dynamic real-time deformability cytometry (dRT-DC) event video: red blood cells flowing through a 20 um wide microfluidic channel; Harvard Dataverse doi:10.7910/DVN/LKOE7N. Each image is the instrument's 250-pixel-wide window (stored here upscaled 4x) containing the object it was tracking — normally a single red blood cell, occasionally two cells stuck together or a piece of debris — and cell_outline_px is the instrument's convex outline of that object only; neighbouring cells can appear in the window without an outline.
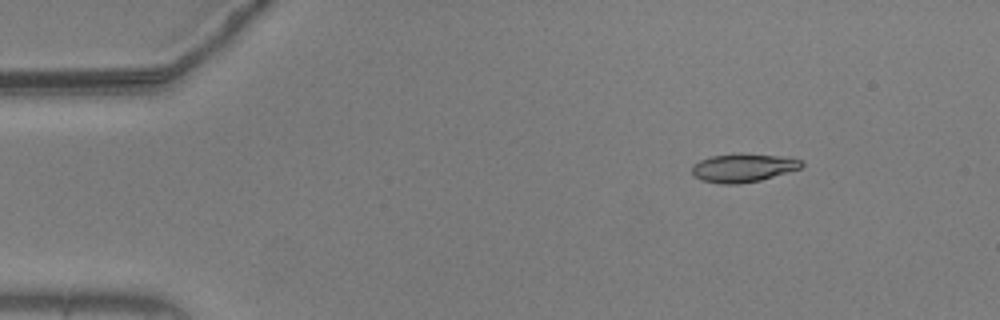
{"species": "common noctule bat (a hibernating species)", "species_latin": "Nyctalus noctula", "temperature_condition": "warm", "stored_images_in_passage": 51, "camera_frame_rate_fps": 3000, "um_per_image_px": 0.085, "animal": {"sex": "male", "body_mass_g": 20.5, "forearm_length_mm": 52.5}, "frame": {"image": 1, "passage_image": 3, "time_ms": 0.667, "image_size_px": [1000, 320], "cell_outline_px": [[804, 164], [800, 168], [760, 180], [736, 184], [720, 184], [700, 180], [692, 176], [692, 164], [700, 160], [712, 156], [740, 152], [780, 156], [800, 160]], "centroid_in_image_um": [63.1, 14.25], "position_along_channel_um": 21.9, "area_um2": 18.26}}
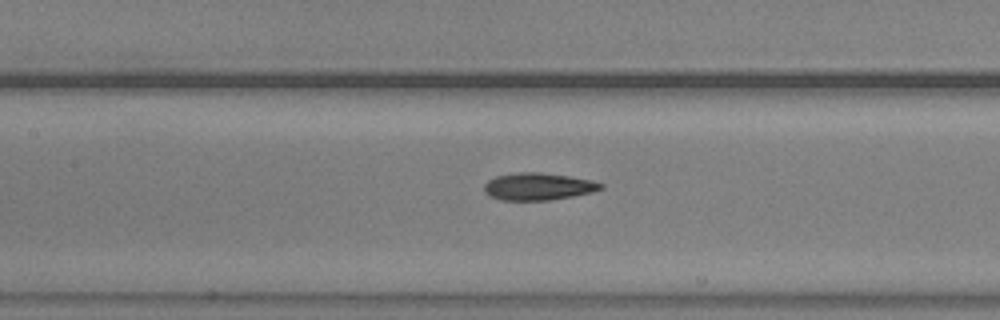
{"frame": {"image": 2, "passage_image": 21, "time_ms": 6.667, "image_size_px": [1000, 320], "cell_outline_px": [[604, 188], [592, 192], [572, 196], [548, 200], [500, 200], [488, 196], [484, 192], [484, 184], [488, 180], [496, 176], [520, 172], [540, 172], [568, 176], [592, 180], [604, 184]], "centroid_in_image_um": [45.73, 15.85], "position_along_channel_um": 161.7, "area_um2": 18.55}}
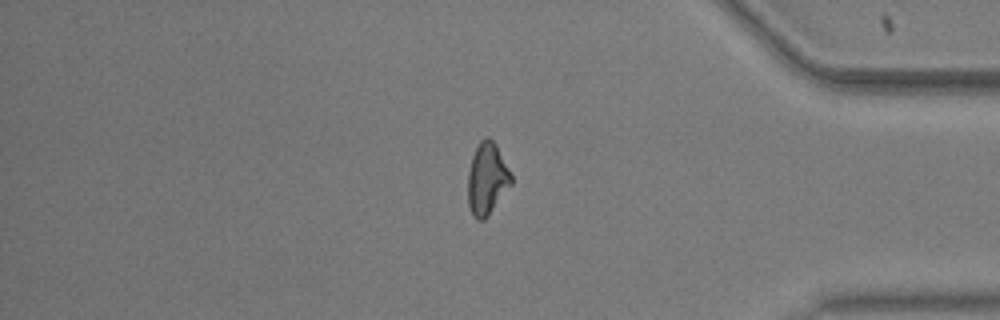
{"frame": {"image": 3, "passage_image": 42, "time_ms": 13.667, "image_size_px": [1000, 320], "cell_outline_px": [[512, 184], [488, 216], [484, 220], [476, 220], [472, 216], [468, 204], [468, 172], [472, 156], [480, 140], [484, 136], [488, 136], [496, 144], [512, 176]], "centroid_in_image_um": [41.39, 15.21], "position_along_channel_um": 393.8, "area_um2": 18.26}, "authors_computed_cell_mechanics": {"area_um2": 18.1492, "velocity_mm_per_s": 3.6808, "shape_relaxation_time_tau1_ms": 9.4304, "shape_relaxation_time_tau2_ms": 5.6925, "deformation_change_tau1": 0.2248, "deformation_change_tau2": 0.1406}}